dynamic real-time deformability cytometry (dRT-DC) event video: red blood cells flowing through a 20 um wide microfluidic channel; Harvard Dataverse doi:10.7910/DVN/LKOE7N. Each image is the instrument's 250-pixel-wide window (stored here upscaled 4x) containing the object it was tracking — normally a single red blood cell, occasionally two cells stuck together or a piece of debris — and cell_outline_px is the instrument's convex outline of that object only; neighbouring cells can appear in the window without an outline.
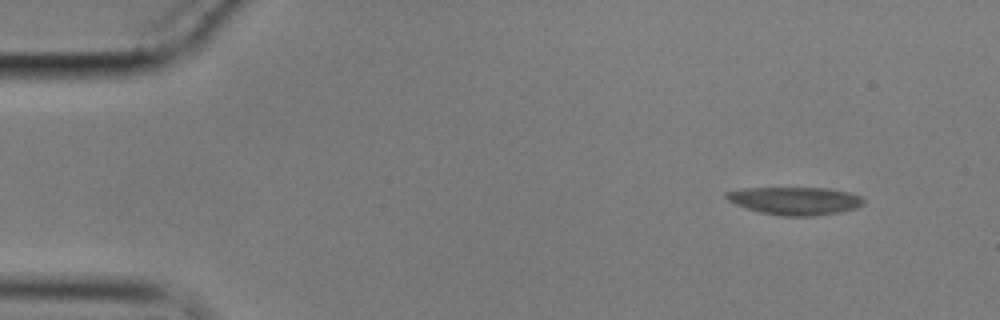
{"species": "common noctule bat (a hibernating species)", "species_latin": "Nyctalus noctula", "temperature_condition": "cold", "stored_images_in_passage": 17, "camera_frame_rate_fps": 3000, "um_per_image_px": 0.085, "animal": {"sex": "male", "body_mass_g": 17.9}, "frame": {"image": 1, "passage_image": 1, "time_ms": 0.0, "image_size_px": [1000, 320], "cell_outline_px": [[864, 204], [856, 208], [836, 212], [812, 216], [780, 216], [760, 212], [736, 204], [728, 200], [724, 196], [724, 192], [744, 188], [828, 188], [848, 192], [860, 196], [864, 200]], "centroid_in_image_um": [67.56, 17.06], "position_along_channel_um": 17.4, "area_um2": 22.14}}
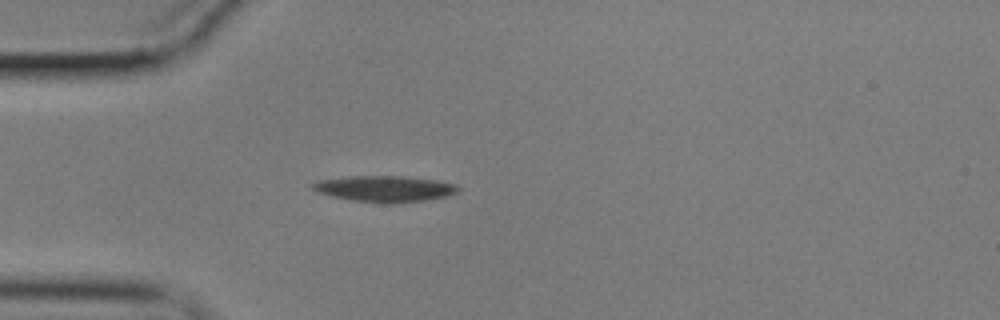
{"frame": {"image": 2, "passage_image": 12, "time_ms": 3.667, "image_size_px": [1000, 320], "cell_outline_px": [[460, 188], [456, 192], [448, 196], [424, 200], [352, 200], [332, 196], [320, 192], [312, 188], [312, 184], [316, 180], [352, 176], [404, 176], [436, 180], [456, 184]], "centroid_in_image_um": [32.7, 15.98], "position_along_channel_um": 52.3, "area_um2": 20.98}}
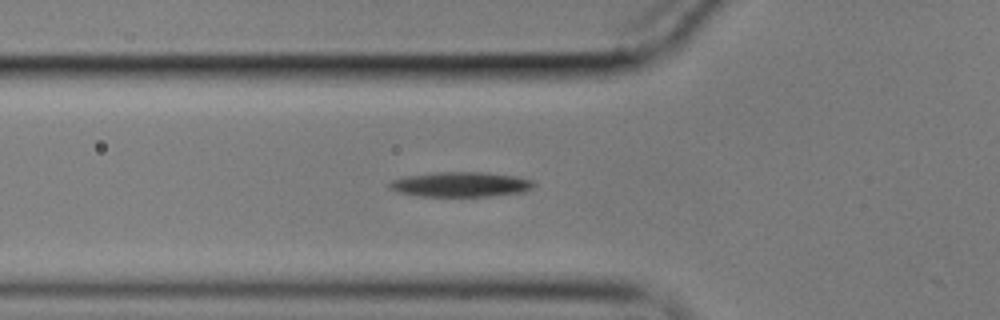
{"frame": {"image": 3, "passage_image": 16, "time_ms": 5.0, "image_size_px": [1000, 320], "cell_outline_px": [[536, 184], [532, 188], [524, 192], [488, 196], [420, 196], [396, 192], [388, 188], [388, 184], [392, 180], [404, 176], [432, 172], [484, 172], [516, 176], [532, 180]], "centroid_in_image_um": [39.13, 15.67], "position_along_channel_um": 86.7, "area_um2": 21.15}}